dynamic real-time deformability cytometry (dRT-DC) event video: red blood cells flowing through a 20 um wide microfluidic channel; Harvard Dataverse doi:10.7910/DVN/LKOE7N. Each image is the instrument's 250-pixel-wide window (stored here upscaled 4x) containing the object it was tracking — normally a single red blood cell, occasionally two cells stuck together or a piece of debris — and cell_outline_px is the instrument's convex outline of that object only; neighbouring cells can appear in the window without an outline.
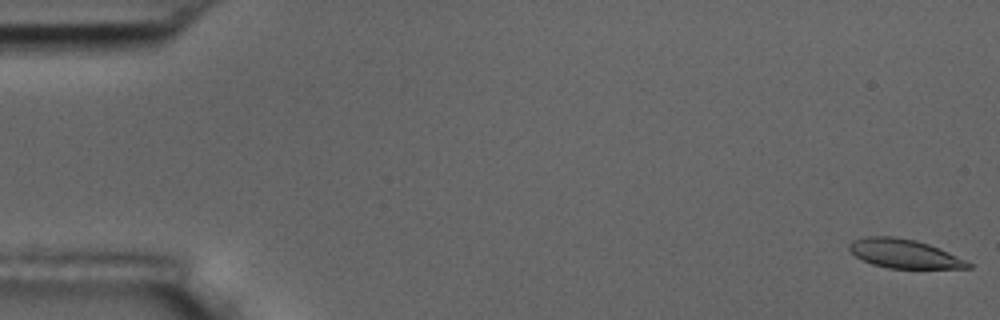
{"species": "common noctule bat (a hibernating species)", "species_latin": "Nyctalus noctula", "temperature_condition": "room temperature", "stored_images_in_passage": 6, "camera_frame_rate_fps": 3000, "um_per_image_px": 0.085, "animal": {"sex": "male", "body_mass_g": 17.5, "forearm_length_mm": 52.3}, "frame": {"image": 1, "passage_image": 1, "time_ms": 0.0, "image_size_px": [1000, 320], "cell_outline_px": [[972, 268], [888, 268], [872, 264], [856, 256], [848, 248], [848, 244], [852, 240], [864, 236], [892, 236], [916, 240], [928, 244], [948, 252], [972, 264]], "centroid_in_image_um": [76.81, 21.55], "position_along_channel_um": 8.2, "area_um2": 19.83}}
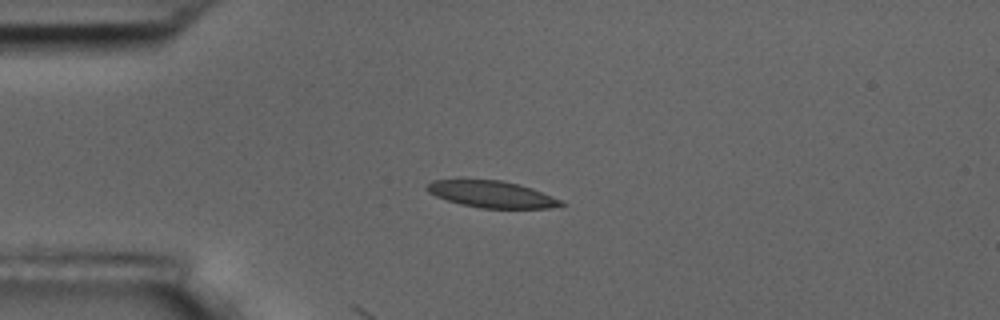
{"frame": {"image": 2, "passage_image": 4, "time_ms": 4.333, "image_size_px": [1000, 320], "cell_outline_px": [[568, 204], [548, 208], [480, 208], [460, 204], [436, 196], [428, 192], [424, 188], [432, 180], [500, 180], [532, 188], [552, 196]], "centroid_in_image_um": [41.79, 16.52], "position_along_channel_um": 43.2, "area_um2": 20.63}}